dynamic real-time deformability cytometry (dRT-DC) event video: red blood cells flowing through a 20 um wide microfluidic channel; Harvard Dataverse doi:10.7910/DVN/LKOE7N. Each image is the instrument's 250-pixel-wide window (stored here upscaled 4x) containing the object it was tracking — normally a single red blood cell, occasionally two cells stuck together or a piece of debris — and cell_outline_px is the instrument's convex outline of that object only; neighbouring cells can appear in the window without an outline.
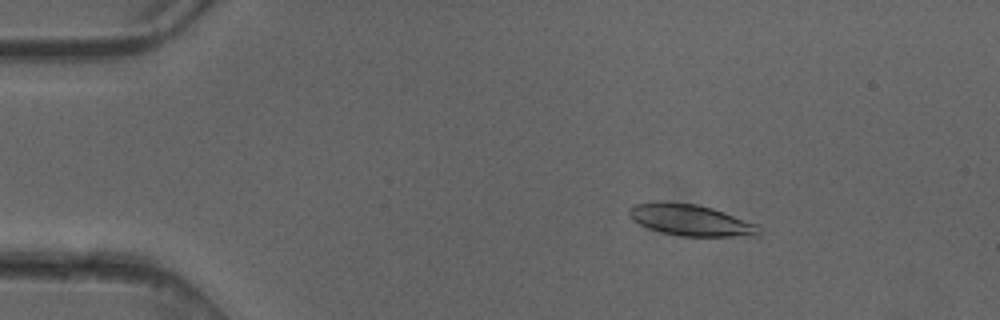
{"species": "common noctule bat (a hibernating species)", "species_latin": "Nyctalus noctula", "temperature_condition": "cold", "stored_images_in_passage": 5, "camera_frame_rate_fps": 3000, "um_per_image_px": 0.085, "animal": {"sex": "female"}, "frame": {"image": 1, "passage_image": 3, "time_ms": 0.667, "image_size_px": [1000, 320], "cell_outline_px": [[760, 236], [680, 236], [648, 228], [632, 220], [628, 216], [628, 208], [632, 204], [696, 204], [712, 208], [724, 212], [756, 224], [760, 228]], "centroid_in_image_um": [58.74, 18.75], "position_along_channel_um": 26.3, "area_um2": 23.0}}
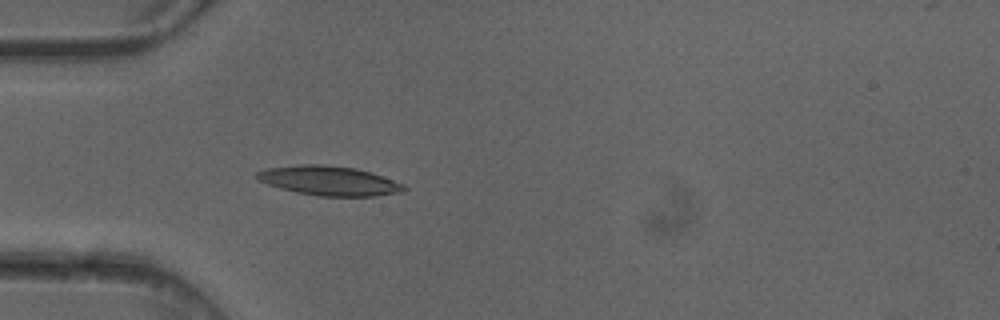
{"frame": {"image": 2, "passage_image": 5, "time_ms": 1.333, "image_size_px": [1000, 320], "cell_outline_px": [[408, 188], [404, 192], [376, 196], [316, 196], [296, 192], [280, 188], [256, 180], [252, 176], [256, 172], [268, 168], [300, 164], [324, 164], [356, 168], [372, 172], [404, 184]], "centroid_in_image_um": [27.97, 15.36], "position_along_channel_um": 57.0, "area_um2": 25.61}}